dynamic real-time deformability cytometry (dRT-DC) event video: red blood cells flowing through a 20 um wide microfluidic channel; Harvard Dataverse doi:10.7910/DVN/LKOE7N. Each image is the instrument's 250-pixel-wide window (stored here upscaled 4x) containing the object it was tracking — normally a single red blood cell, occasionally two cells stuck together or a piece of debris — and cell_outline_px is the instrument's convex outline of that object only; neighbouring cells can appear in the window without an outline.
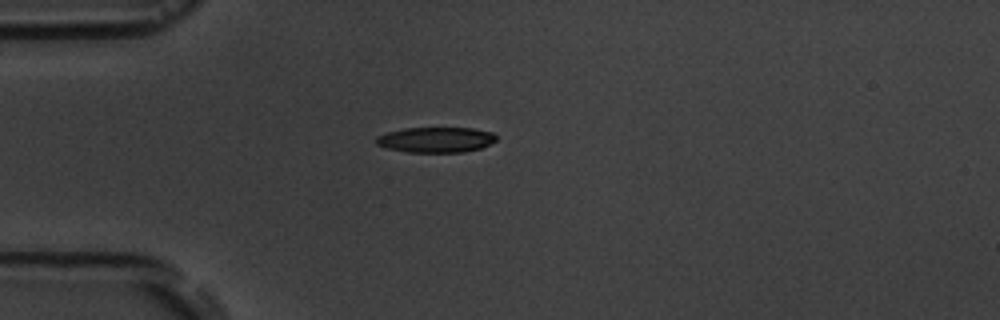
{"species": "common noctule bat (a hibernating species)", "species_latin": "Nyctalus noctula", "temperature_condition": "room temperature", "stored_images_in_passage": 4, "camera_frame_rate_fps": 3000, "um_per_image_px": 0.085, "animal": {"sex": "male", "body_mass_g": 19.5, "forearm_length_mm": 54.6}, "frame": {"image": 1, "passage_image": 1, "time_ms": 0.0, "image_size_px": [1000, 320], "cell_outline_px": [[496, 140], [480, 148], [464, 152], [408, 152], [388, 148], [376, 144], [376, 136], [388, 132], [404, 128], [472, 128], [492, 132], [496, 136]], "centroid_in_image_um": [37.04, 11.87], "position_along_channel_um": 48.0, "area_um2": 17.63}}
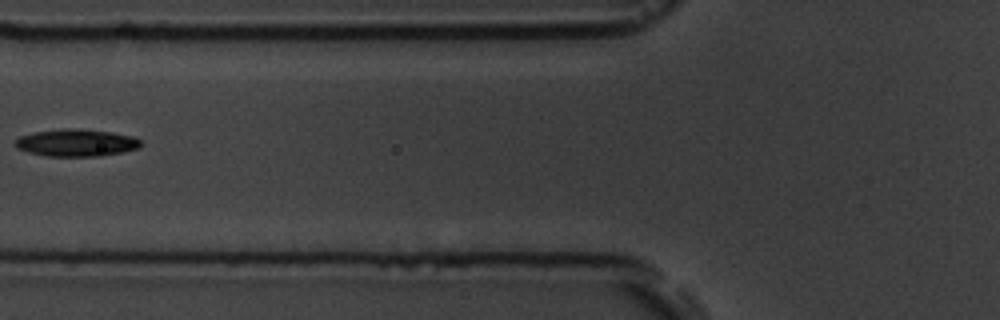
{"frame": {"image": 2, "passage_image": 3, "time_ms": 2.333, "image_size_px": [1000, 320], "cell_outline_px": [[140, 144], [136, 148], [120, 152], [100, 156], [48, 156], [28, 152], [16, 148], [12, 144], [20, 136], [36, 132], [64, 128], [72, 128], [112, 132], [132, 136], [140, 140]], "centroid_in_image_um": [6.43, 12.13], "position_along_channel_um": 119.4, "area_um2": 19.71}}
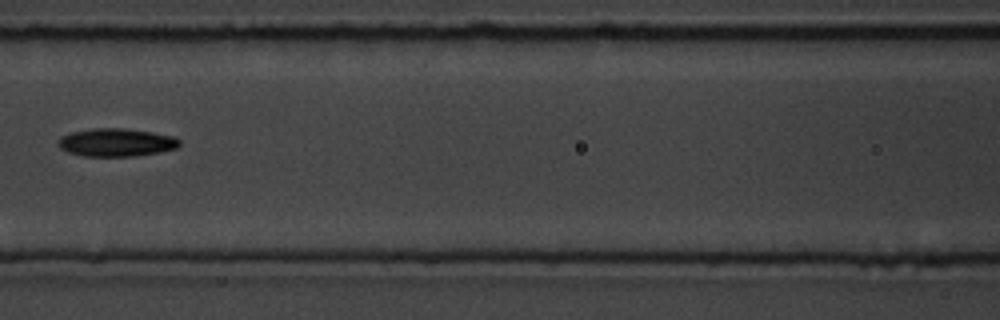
{"frame": {"image": 3, "passage_image": 4, "time_ms": 3.333, "image_size_px": [1000, 320], "cell_outline_px": [[180, 144], [176, 148], [160, 152], [132, 156], [84, 156], [68, 152], [60, 148], [60, 136], [72, 132], [92, 128], [124, 128], [152, 132], [176, 136], [180, 140]], "centroid_in_image_um": [9.92, 12.1], "position_along_channel_um": 156.7, "area_um2": 19.77}}